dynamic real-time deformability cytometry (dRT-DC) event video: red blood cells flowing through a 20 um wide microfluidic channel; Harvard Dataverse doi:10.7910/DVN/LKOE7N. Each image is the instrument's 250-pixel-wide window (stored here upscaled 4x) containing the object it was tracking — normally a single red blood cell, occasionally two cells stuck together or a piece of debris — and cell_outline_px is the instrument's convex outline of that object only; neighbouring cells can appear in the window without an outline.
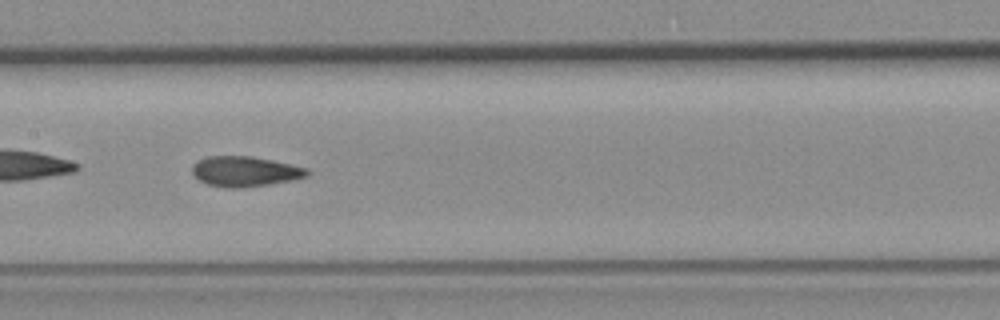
{"species": "common noctule bat (a hibernating species)", "species_latin": "Nyctalus noctula", "temperature_condition": "room temperature", "stored_images_in_passage": 34, "camera_frame_rate_fps": 3000, "um_per_image_px": 0.085, "animal": {"sex": "female", "body_mass_g": 19.3, "forearm_length_mm": 54.1}, "frame": {"image": 1, "passage_image": 15, "time_ms": 4.667, "image_size_px": [1000, 320], "cell_outline_px": [[308, 176], [292, 180], [244, 188], [224, 188], [208, 184], [200, 180], [192, 172], [192, 164], [196, 160], [208, 156], [252, 156], [272, 160], [308, 168]], "centroid_in_image_um": [20.8, 14.57], "position_along_channel_um": 186.6, "area_um2": 20.29}}
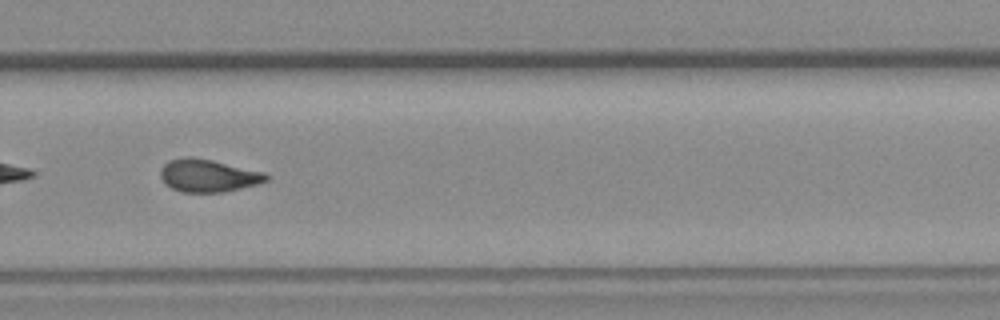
{"frame": {"image": 2, "passage_image": 25, "time_ms": 8.0, "image_size_px": [1000, 320], "cell_outline_px": [[268, 180], [260, 184], [224, 192], [184, 192], [172, 188], [164, 184], [160, 176], [160, 168], [168, 160], [188, 156], [212, 160], [264, 172], [268, 176]], "centroid_in_image_um": [17.68, 14.93], "position_along_channel_um": 312.1, "area_um2": 20.23}, "authors_computed_cell_mechanics": {"area_um2": 20.23, "velocity_mm_per_s": 3.7805, "shape_relaxation_time_tau1_ms": 9.1984, "shape_relaxation_time_tau2_ms": 1.8076, "deformation_change_tau1": 0.178, "deformation_change_tau2": 0.0757}}